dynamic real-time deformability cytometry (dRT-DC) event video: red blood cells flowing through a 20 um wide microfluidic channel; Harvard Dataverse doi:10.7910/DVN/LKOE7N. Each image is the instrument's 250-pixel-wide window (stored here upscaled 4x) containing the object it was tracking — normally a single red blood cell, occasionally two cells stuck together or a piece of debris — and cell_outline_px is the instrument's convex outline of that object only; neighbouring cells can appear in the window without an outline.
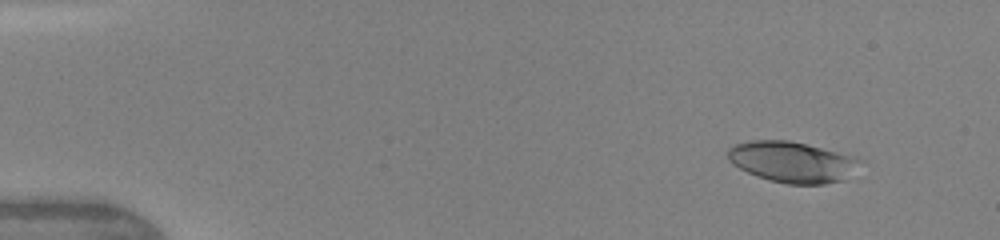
{"species": "human", "species_latin": "Homo sapiens", "temperature_condition": "warm", "stored_images_in_passage": 9, "camera_frame_rate_fps": 3000, "um_per_image_px": 0.085, "donor": {"sex": "female"}, "frame": {"image": 1, "passage_image": 2, "time_ms": 1.333, "image_size_px": [1000, 240], "cell_outline_px": [[860, 160], [844, 180], [824, 184], [788, 184], [768, 180], [756, 176], [732, 164], [728, 160], [728, 148], [736, 144], [748, 140], [788, 140], [856, 156]], "centroid_in_image_um": [67.28, 13.76], "position_along_channel_um": 17.7, "area_um2": 31.21}}
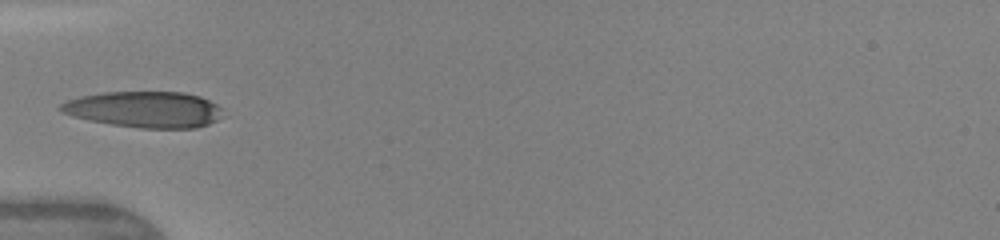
{"frame": {"image": 2, "passage_image": 6, "time_ms": 5.333, "image_size_px": [1000, 240], "cell_outline_px": [[228, 116], [208, 124], [196, 128], [140, 128], [112, 124], [72, 116], [60, 112], [56, 108], [60, 104], [68, 100], [80, 96], [104, 92], [184, 92], [200, 96], [224, 108]], "centroid_in_image_um": [12.35, 9.3], "position_along_channel_um": 72.6, "area_um2": 34.56}}